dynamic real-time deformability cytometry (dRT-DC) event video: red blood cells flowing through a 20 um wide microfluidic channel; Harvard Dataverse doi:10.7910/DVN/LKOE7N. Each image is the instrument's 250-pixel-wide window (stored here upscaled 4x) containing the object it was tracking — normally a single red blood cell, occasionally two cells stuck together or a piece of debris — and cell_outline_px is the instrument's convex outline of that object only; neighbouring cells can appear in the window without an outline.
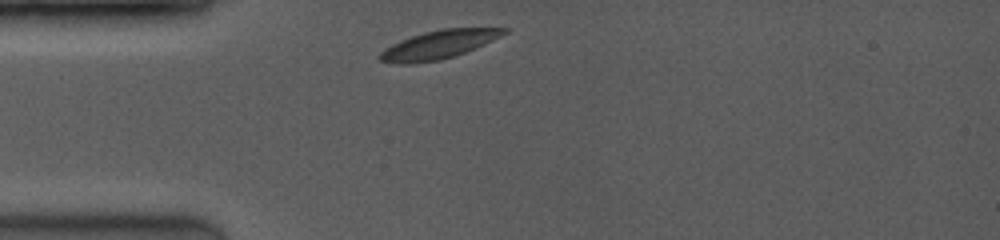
{"species": "common noctule bat (a hibernating species)", "species_latin": "Nyctalus noctula", "temperature_condition": "room temperature", "stored_images_in_passage": 2, "camera_frame_rate_fps": 3500, "um_per_image_px": 0.085, "animal": {"sex": "female", "body_mass_g": 19.0, "forearm_length_mm": 53.3}, "frame": {"image": 1, "passage_image": 1, "time_ms": 0.0, "image_size_px": [1000, 240], "cell_outline_px": [[512, 28], [508, 32], [484, 44], [464, 52], [440, 60], [412, 64], [400, 64], [380, 60], [376, 56], [384, 48], [400, 40], [424, 32], [440, 28]], "centroid_in_image_um": [37.25, 3.79], "position_along_channel_um": 47.8, "area_um2": 20.46}}